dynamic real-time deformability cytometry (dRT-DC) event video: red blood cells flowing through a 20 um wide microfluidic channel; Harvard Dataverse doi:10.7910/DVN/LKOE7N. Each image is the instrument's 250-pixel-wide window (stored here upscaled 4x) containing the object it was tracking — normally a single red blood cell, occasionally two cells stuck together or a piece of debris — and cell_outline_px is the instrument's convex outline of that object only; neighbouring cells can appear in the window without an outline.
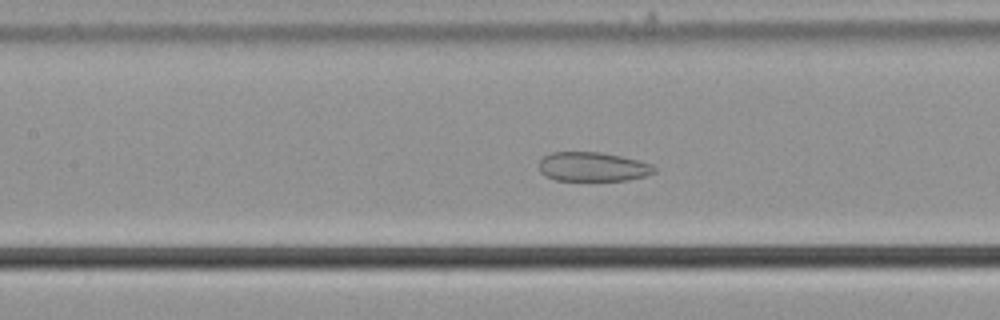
{"species": "common noctule bat (a hibernating species)", "species_latin": "Nyctalus noctula", "temperature_condition": "cold", "stored_images_in_passage": 43, "camera_frame_rate_fps": 3000, "um_per_image_px": 0.085, "animal": {"sex": "male", "body_mass_g": 21.5, "forearm_length_mm": 52.0}, "frame": {"image": 1, "passage_image": 13, "time_ms": 4.0, "image_size_px": [1000, 320], "cell_outline_px": [[656, 172], [644, 176], [628, 180], [556, 180], [544, 176], [540, 172], [540, 160], [544, 156], [552, 152], [600, 152], [640, 160], [652, 164], [656, 168]], "centroid_in_image_um": [50.4, 14.17], "position_along_channel_um": 157.0, "area_um2": 19.65}}
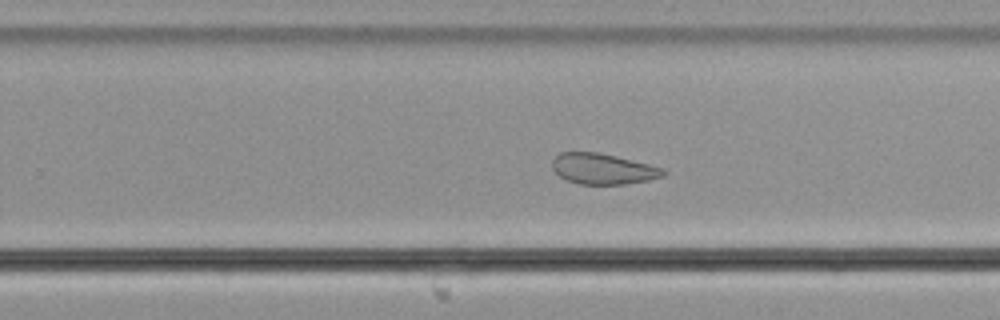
{"frame": {"image": 2, "passage_image": 23, "time_ms": 7.333, "image_size_px": [1000, 320], "cell_outline_px": [[668, 172], [664, 176], [648, 180], [624, 184], [580, 184], [568, 180], [560, 176], [552, 168], [552, 160], [560, 152], [600, 152], [664, 168]], "centroid_in_image_um": [51.27, 14.35], "position_along_channel_um": 278.5, "area_um2": 19.83}}
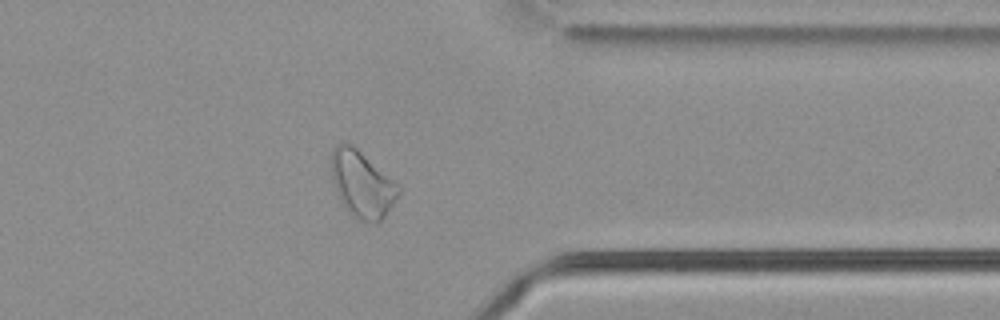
{"frame": {"image": 3, "passage_image": 32, "time_ms": 10.333, "image_size_px": [1000, 320], "cell_outline_px": [[400, 192], [384, 216], [376, 224], [356, 220], [348, 212], [340, 200], [336, 192], [332, 176], [332, 148], [336, 144], [352, 144], [400, 184]], "centroid_in_image_um": [30.79, 15.67], "position_along_channel_um": 380.6, "area_um2": 26.01}, "authors_computed_cell_mechanics": {"area_um2": 22.8888, "velocity_mm_per_s": 3.6526, "shape_relaxation_time_tau1_ms": null, "shape_relaxation_time_tau2_ms": 2.8349, "deformation_change_tau1": null, "deformation_change_tau2": 0.0883}}